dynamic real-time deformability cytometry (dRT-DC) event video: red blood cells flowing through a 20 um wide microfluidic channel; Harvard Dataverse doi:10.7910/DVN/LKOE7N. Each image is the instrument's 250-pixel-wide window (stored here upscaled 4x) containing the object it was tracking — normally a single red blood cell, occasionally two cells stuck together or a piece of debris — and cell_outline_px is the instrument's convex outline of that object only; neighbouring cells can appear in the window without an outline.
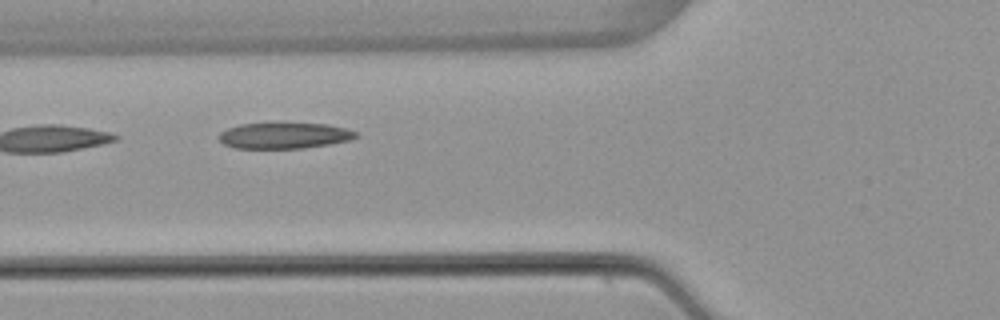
{"species": "common noctule bat (a hibernating species)", "species_latin": "Nyctalus noctula", "temperature_condition": "warm", "stored_images_in_passage": 5, "camera_frame_rate_fps": 3000, "um_per_image_px": 0.085, "animal": {"sex": "female", "body_mass_g": 22.7, "forearm_length_mm": 54.2}, "frame": {"image": 1, "passage_image": 5, "time_ms": 5.0, "image_size_px": [1000, 320], "cell_outline_px": [[360, 136], [352, 140], [304, 148], [232, 148], [224, 144], [220, 140], [220, 132], [228, 128], [240, 124], [328, 124], [344, 128], [356, 132]], "centroid_in_image_um": [24.18, 11.54], "position_along_channel_um": 101.6, "area_um2": 20.46}}